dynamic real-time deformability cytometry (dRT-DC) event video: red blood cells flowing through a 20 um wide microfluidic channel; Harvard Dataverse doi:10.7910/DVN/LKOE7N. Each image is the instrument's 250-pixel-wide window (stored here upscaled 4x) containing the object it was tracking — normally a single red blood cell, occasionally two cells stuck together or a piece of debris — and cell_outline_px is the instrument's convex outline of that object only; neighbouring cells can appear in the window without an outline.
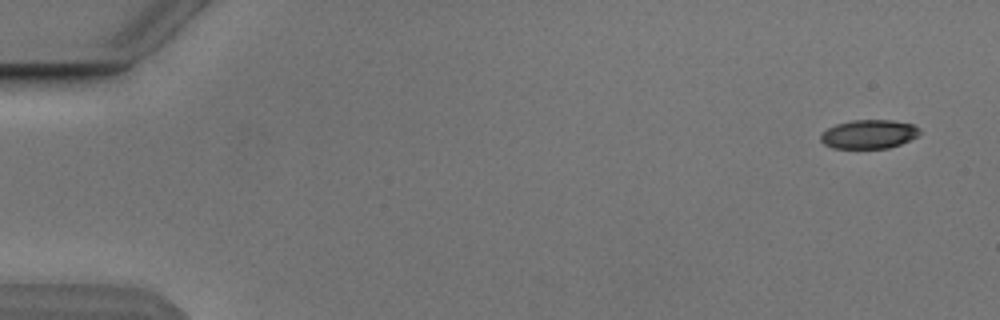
{"species": "Egyptian fruit bat (a non-hibernating species)", "species_latin": "Rousettus aegyptiacus", "temperature_condition": "cold", "stored_images_in_passage": 7, "camera_frame_rate_fps": 3000, "um_per_image_px": 0.085, "animal": {"sex": "male"}, "frame": {"image": 1, "passage_image": 1, "time_ms": 0.0, "image_size_px": [1000, 320], "cell_outline_px": [[920, 132], [916, 136], [900, 144], [888, 148], [832, 148], [824, 144], [820, 140], [820, 136], [828, 128], [836, 124], [852, 120], [892, 120], [912, 124], [920, 128]], "centroid_in_image_um": [73.84, 11.4], "position_along_channel_um": 11.2, "area_um2": 16.53}}
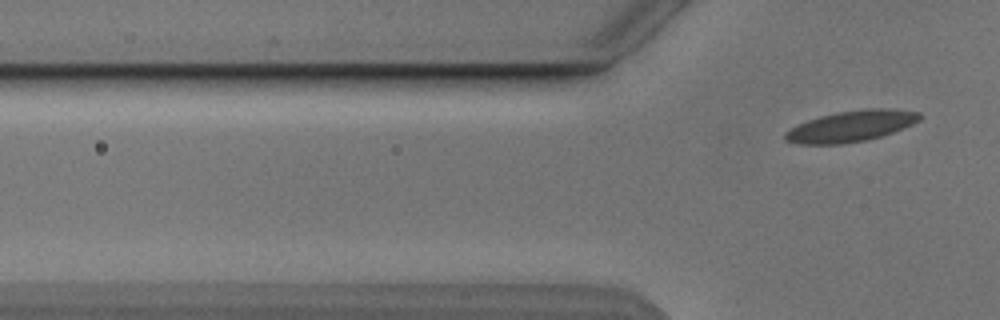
{"frame": {"image": 2, "passage_image": 7, "time_ms": 8.0, "image_size_px": [1000, 320], "cell_outline_px": [[924, 116], [920, 120], [912, 124], [892, 132], [880, 136], [864, 140], [844, 144], [800, 144], [784, 140], [784, 132], [808, 120], [820, 116], [836, 112], [864, 108], [892, 108], [920, 112]], "centroid_in_image_um": [72.37, 10.71], "position_along_channel_um": 53.4, "area_um2": 24.33}}